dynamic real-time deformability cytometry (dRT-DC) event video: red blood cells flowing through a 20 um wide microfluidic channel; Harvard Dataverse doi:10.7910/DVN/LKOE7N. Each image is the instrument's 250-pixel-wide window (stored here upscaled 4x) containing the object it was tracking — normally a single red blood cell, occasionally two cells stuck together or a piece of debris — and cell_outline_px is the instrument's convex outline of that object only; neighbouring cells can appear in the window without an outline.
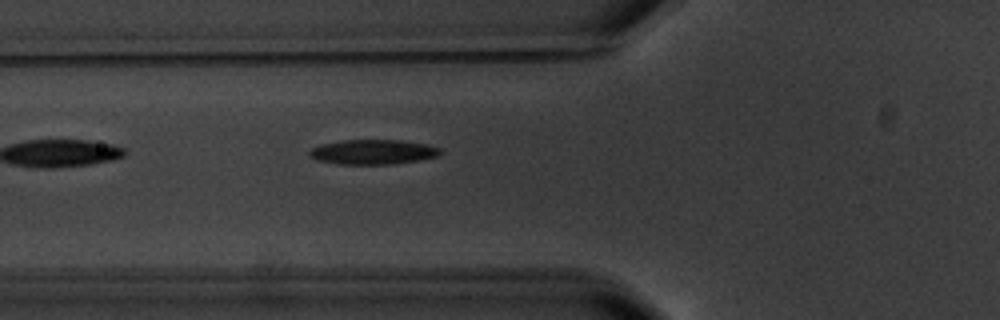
{"species": "common noctule bat (a hibernating species)", "species_latin": "Nyctalus noctula", "temperature_condition": "warm", "stored_images_in_passage": 2, "camera_frame_rate_fps": 3000, "um_per_image_px": 0.085, "animal": {"sex": "male", "body_mass_g": 20.1, "forearm_length_mm": 53.5}, "frame": {"image": 1, "passage_image": 2, "time_ms": 1.333, "image_size_px": [1000, 320], "cell_outline_px": [[440, 152], [436, 156], [416, 160], [392, 164], [340, 164], [316, 160], [308, 156], [308, 152], [312, 148], [320, 144], [344, 140], [400, 140], [428, 144], [440, 148]], "centroid_in_image_um": [31.64, 12.91], "position_along_channel_um": 94.2, "area_um2": 18.79}}